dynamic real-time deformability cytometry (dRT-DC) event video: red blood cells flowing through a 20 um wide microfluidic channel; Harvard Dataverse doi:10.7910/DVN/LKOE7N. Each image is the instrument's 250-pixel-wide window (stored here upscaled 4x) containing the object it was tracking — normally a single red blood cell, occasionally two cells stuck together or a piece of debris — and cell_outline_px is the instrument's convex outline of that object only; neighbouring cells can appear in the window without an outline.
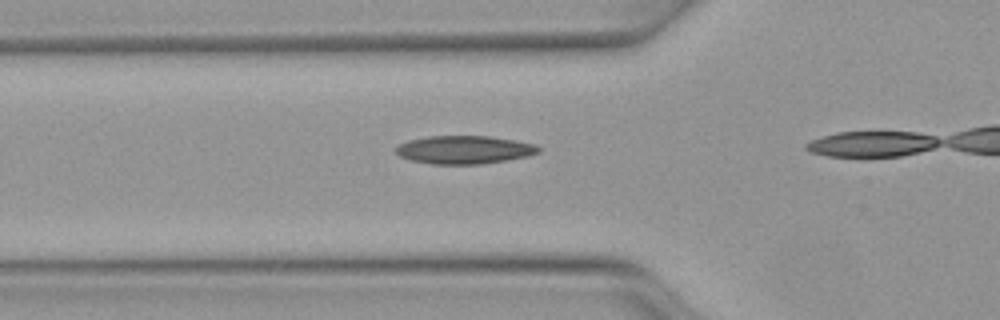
{"species": "Egyptian fruit bat (a non-hibernating species)", "species_latin": "Rousettus aegyptiacus", "temperature_condition": "warm", "stored_images_in_passage": 11, "camera_frame_rate_fps": 3000, "um_per_image_px": 0.085, "animal": {"sex": "female"}, "frame": {"image": 1, "passage_image": 4, "time_ms": 1.0, "image_size_px": [1000, 320], "cell_outline_px": [[540, 152], [528, 156], [508, 160], [480, 164], [432, 164], [408, 160], [400, 156], [396, 152], [396, 148], [400, 144], [408, 140], [428, 136], [488, 136], [516, 140], [536, 144], [540, 148]], "centroid_in_image_um": [39.48, 12.73], "position_along_channel_um": 86.3, "area_um2": 23.52}}